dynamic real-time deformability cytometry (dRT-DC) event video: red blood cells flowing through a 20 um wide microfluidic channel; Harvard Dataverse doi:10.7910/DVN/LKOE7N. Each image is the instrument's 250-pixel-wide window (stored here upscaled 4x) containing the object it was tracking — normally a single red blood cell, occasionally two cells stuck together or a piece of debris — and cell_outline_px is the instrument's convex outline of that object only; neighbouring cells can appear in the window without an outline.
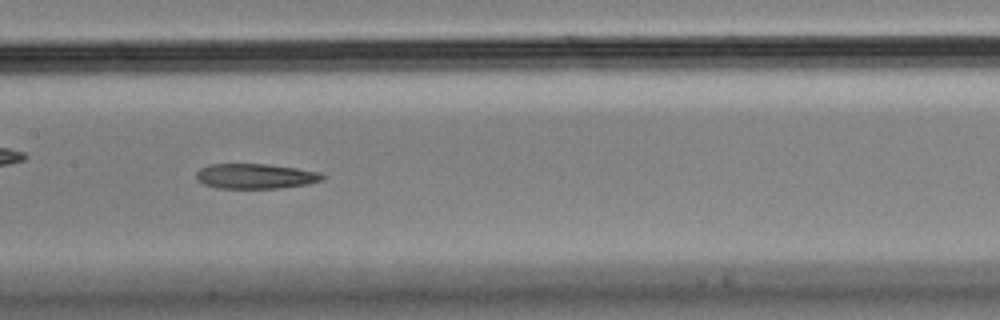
{"species": "Egyptian fruit bat (a non-hibernating species)", "species_latin": "Rousettus aegyptiacus", "temperature_condition": "cold", "stored_images_in_passage": 40, "camera_frame_rate_fps": 3000, "um_per_image_px": 0.085, "animal": {"sex": "male"}, "frame": {"image": 1, "passage_image": 12, "time_ms": 3.667, "image_size_px": [1000, 320], "cell_outline_px": [[328, 176], [324, 180], [308, 184], [276, 188], [216, 188], [204, 184], [196, 180], [196, 172], [200, 168], [208, 164], [268, 164], [296, 168], [320, 172]], "centroid_in_image_um": [21.73, 14.97], "position_along_channel_um": 185.7, "area_um2": 18.61}}